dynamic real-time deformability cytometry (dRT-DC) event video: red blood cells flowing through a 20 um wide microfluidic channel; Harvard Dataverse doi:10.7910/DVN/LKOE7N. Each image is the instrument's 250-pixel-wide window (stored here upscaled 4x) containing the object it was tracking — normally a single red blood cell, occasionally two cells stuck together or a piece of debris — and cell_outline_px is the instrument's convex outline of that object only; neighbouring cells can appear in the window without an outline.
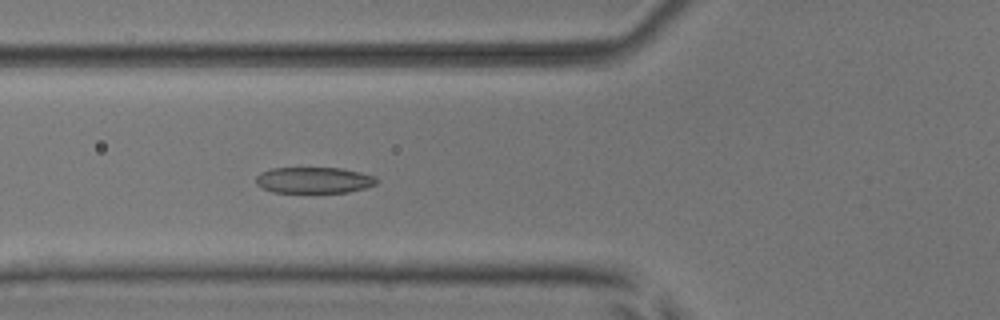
{"species": "common noctule bat (a hibernating species)", "species_latin": "Nyctalus noctula", "temperature_condition": "room temperature", "stored_images_in_passage": 36, "camera_frame_rate_fps": 3000, "um_per_image_px": 0.085, "animal": {"sex": "male", "body_mass_g": 17.9, "forearm_length_mm": 54.2}, "frame": {"image": 1, "passage_image": 3, "time_ms": 0.667, "image_size_px": [1000, 320], "cell_outline_px": [[376, 184], [364, 188], [348, 192], [272, 192], [256, 184], [256, 176], [260, 172], [272, 168], [340, 168], [360, 172], [376, 176]], "centroid_in_image_um": [26.67, 15.31], "position_along_channel_um": 99.1, "area_um2": 18.26}}
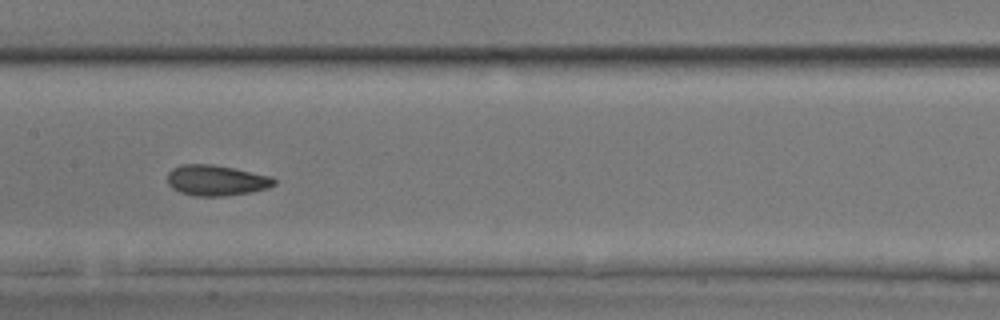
{"frame": {"image": 2, "passage_image": 10, "time_ms": 3.0, "image_size_px": [1000, 320], "cell_outline_px": [[276, 184], [268, 188], [252, 192], [224, 196], [196, 196], [180, 192], [172, 188], [168, 184], [168, 172], [172, 168], [180, 164], [212, 164], [272, 176], [276, 180]], "centroid_in_image_um": [18.38, 15.33], "position_along_channel_um": 189.0, "area_um2": 19.13}}
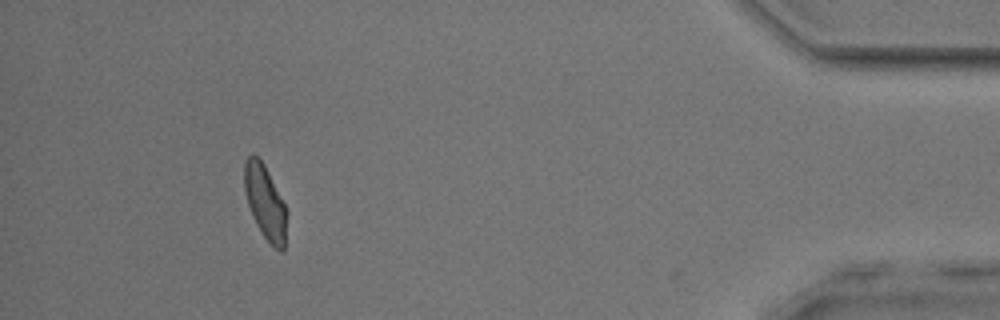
{"frame": {"image": 3, "passage_image": 32, "time_ms": 10.333, "image_size_px": [1000, 320], "cell_outline_px": [[288, 212], [284, 248], [280, 252], [264, 236], [256, 224], [248, 204], [244, 188], [244, 164], [248, 156], [252, 152], [264, 164]], "centroid_in_image_um": [22.54, 17.18], "position_along_channel_um": 412.7, "area_um2": 18.03}, "authors_computed_cell_mechanics": {"area_um2": 18.6983, "velocity_mm_per_s": 3.8591, "shape_relaxation_time_tau1_ms": 2.5207, "shape_relaxation_time_tau2_ms": 1.9411, "deformation_change_tau1": 0.128, "deformation_change_tau2": 0.0818}}